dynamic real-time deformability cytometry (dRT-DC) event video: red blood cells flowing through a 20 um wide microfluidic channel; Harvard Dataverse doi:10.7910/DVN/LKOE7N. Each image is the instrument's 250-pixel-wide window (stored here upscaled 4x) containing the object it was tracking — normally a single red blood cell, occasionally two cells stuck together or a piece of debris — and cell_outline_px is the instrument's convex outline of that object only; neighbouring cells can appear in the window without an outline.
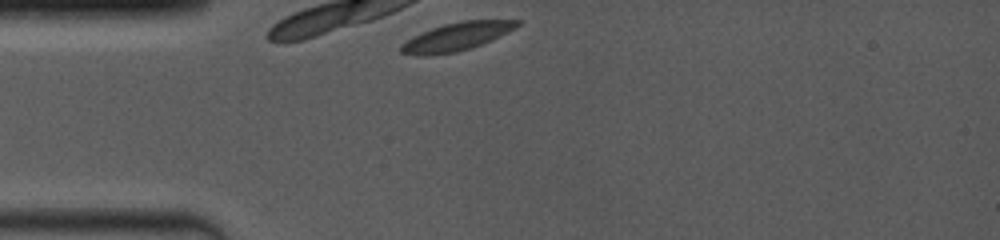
{"species": "common noctule bat (a hibernating species)", "species_latin": "Nyctalus noctula", "temperature_condition": "room temperature", "stored_images_in_passage": 7, "camera_frame_rate_fps": 4000, "um_per_image_px": 0.085, "animal": {"sex": "female", "body_mass_g": 19.0, "forearm_length_mm": 53.3}, "frame": {"image": 1, "passage_image": 1, "time_ms": 0.0, "image_size_px": [1000, 240], "cell_outline_px": [[520, 24], [516, 28], [492, 40], [456, 52], [420, 56], [400, 52], [400, 44], [432, 28], [444, 24], [464, 20], [520, 20]], "centroid_in_image_um": [38.84, 3.11], "position_along_channel_um": 46.2, "area_um2": 18.61}}